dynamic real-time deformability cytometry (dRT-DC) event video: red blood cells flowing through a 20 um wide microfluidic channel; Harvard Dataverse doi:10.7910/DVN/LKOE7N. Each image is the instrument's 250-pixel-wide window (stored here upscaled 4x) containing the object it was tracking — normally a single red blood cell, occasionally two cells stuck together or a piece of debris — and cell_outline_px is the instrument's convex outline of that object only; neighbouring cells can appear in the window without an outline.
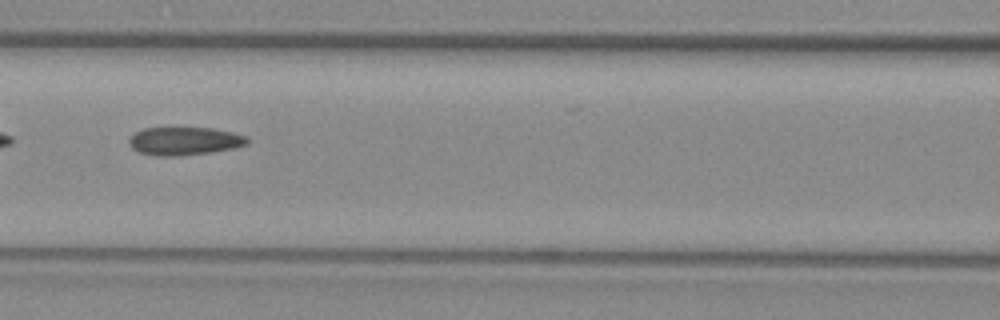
{"species": "common noctule bat (a hibernating species)", "species_latin": "Nyctalus noctula", "temperature_condition": "warm", "stored_images_in_passage": 43, "camera_frame_rate_fps": 3000, "um_per_image_px": 0.085, "animal": {"sex": "female", "body_mass_g": 29.2, "forearm_length_mm": 56.3}, "frame": {"image": 1, "passage_image": 15, "time_ms": 4.667, "image_size_px": [1000, 320], "cell_outline_px": [[248, 144], [232, 148], [208, 152], [176, 156], [156, 156], [140, 152], [132, 148], [128, 144], [128, 140], [136, 132], [144, 128], [168, 124], [212, 128], [232, 132], [248, 136]], "centroid_in_image_um": [15.63, 11.92], "position_along_channel_um": 151.0, "area_um2": 20.17}}
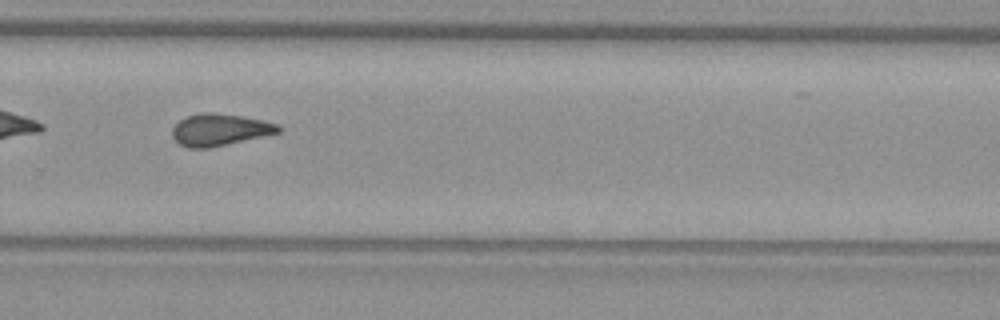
{"frame": {"image": 2, "passage_image": 27, "time_ms": 8.667, "image_size_px": [1000, 320], "cell_outline_px": [[280, 132], [212, 148], [188, 148], [180, 144], [172, 136], [172, 128], [180, 120], [188, 116], [204, 112], [240, 116], [264, 120], [280, 124]], "centroid_in_image_um": [18.69, 11.04], "position_along_channel_um": 311.1, "area_um2": 19.59}}
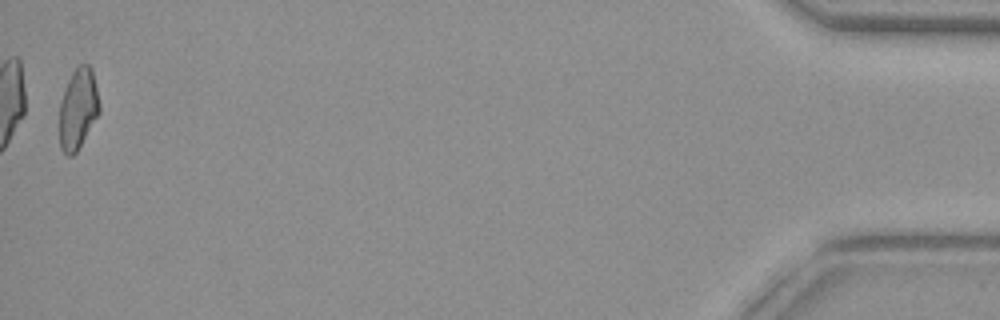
{"frame": {"image": 3, "passage_image": 43, "time_ms": 14.0, "image_size_px": [1000, 320], "cell_outline_px": [[100, 112], [76, 152], [72, 156], [68, 156], [60, 148], [60, 104], [68, 80], [72, 72], [80, 64], [88, 64], [92, 68], [100, 104]], "centroid_in_image_um": [6.65, 9.24], "position_along_channel_um": 428.6, "area_um2": 18.61}, "authors_computed_cell_mechanics": {"area_um2": 19.5942, "velocity_mm_per_s": 4.0242, "shape_relaxation_time_tau1_ms": null, "shape_relaxation_time_tau2_ms": 2.458, "deformation_change_tau1": null, "deformation_change_tau2": 0.1003}}